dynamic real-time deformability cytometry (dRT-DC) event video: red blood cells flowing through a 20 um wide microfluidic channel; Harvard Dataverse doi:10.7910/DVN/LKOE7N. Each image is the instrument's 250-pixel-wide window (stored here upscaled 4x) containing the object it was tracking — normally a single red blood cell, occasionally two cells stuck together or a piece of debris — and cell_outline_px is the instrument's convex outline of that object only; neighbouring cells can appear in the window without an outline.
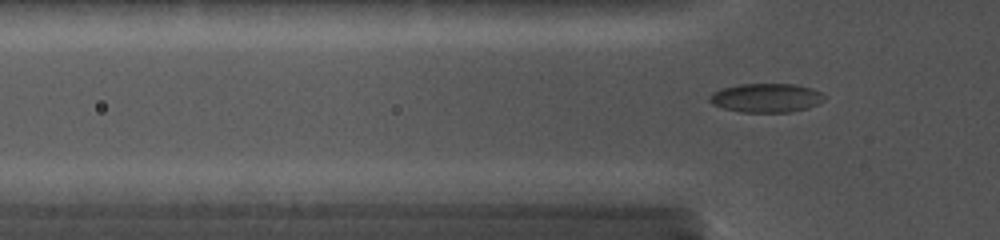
{"species": "common noctule bat (a hibernating species)", "species_latin": "Nyctalus noctula", "temperature_condition": "cold", "stored_images_in_passage": 39, "camera_frame_rate_fps": 5000, "um_per_image_px": 0.085, "animal": {"sex": "female", "body_mass_g": 19.0, "forearm_length_mm": 56.7}, "frame": {"image": 1, "passage_image": 6, "time_ms": 1.2, "image_size_px": [1000, 240], "cell_outline_px": [[820, 92], [812, 104], [804, 108], [788, 112], [744, 112], [724, 108], [708, 100], [716, 92], [724, 88], [740, 84], [792, 84], [808, 88]], "centroid_in_image_um": [65.01, 8.31], "position_along_channel_um": 60.8, "area_um2": 18.03}}
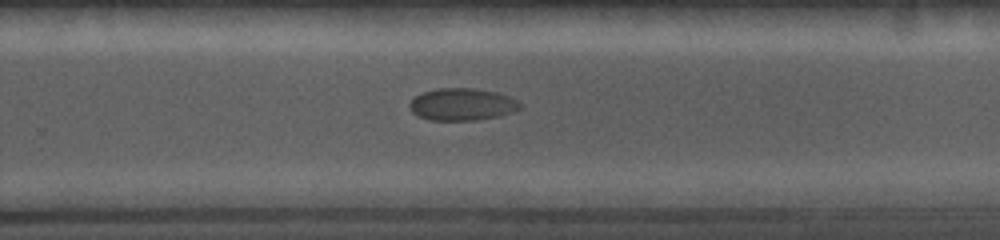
{"frame": {"image": 2, "passage_image": 29, "time_ms": 7.4, "image_size_px": [1000, 240], "cell_outline_px": [[520, 108], [512, 112], [500, 116], [476, 120], [428, 120], [416, 116], [412, 112], [408, 104], [420, 92], [436, 88], [476, 88], [496, 92], [508, 96], [516, 100], [520, 104]], "centroid_in_image_um": [39.23, 8.87], "position_along_channel_um": 290.6, "area_um2": 20.87}}
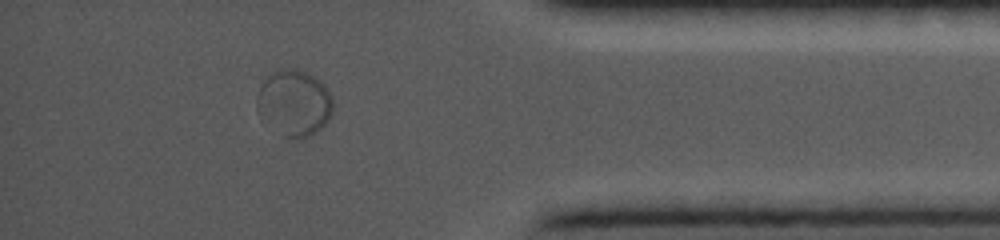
{"frame": {"image": 3, "passage_image": 36, "time_ms": 11.0, "image_size_px": [1000, 240], "cell_outline_px": [[332, 112], [328, 120], [320, 128], [308, 136], [284, 136], [260, 120], [256, 112], [256, 96], [264, 80], [272, 72], [288, 68], [296, 68], [308, 72], [320, 80], [324, 84], [332, 96]], "centroid_in_image_um": [24.97, 8.72], "position_along_channel_um": 410.2, "area_um2": 29.36}}